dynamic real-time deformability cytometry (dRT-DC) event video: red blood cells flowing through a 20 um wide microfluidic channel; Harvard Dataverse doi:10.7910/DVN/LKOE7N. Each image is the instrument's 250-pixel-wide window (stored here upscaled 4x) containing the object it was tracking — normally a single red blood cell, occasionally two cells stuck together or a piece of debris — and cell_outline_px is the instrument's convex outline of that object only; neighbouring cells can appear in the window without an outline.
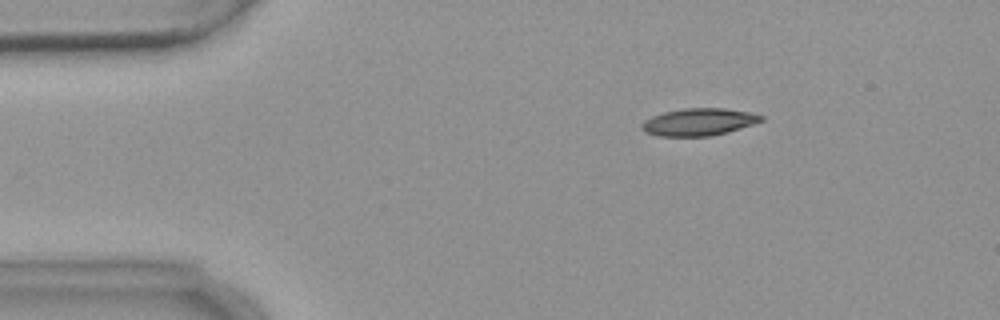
{"species": "common noctule bat (a hibernating species)", "species_latin": "Nyctalus noctula", "temperature_condition": "warm", "stored_images_in_passage": 5, "camera_frame_rate_fps": 3000, "um_per_image_px": 0.085, "animal": {"sex": "female", "body_mass_g": 18.4}, "frame": {"image": 1, "passage_image": 3, "time_ms": 2.333, "image_size_px": [1000, 320], "cell_outline_px": [[764, 120], [728, 132], [712, 136], [656, 136], [644, 132], [640, 128], [640, 124], [644, 120], [652, 116], [664, 112], [684, 108], [724, 108], [748, 112], [764, 116]], "centroid_in_image_um": [59.35, 10.37], "position_along_channel_um": 25.7, "area_um2": 19.07}}